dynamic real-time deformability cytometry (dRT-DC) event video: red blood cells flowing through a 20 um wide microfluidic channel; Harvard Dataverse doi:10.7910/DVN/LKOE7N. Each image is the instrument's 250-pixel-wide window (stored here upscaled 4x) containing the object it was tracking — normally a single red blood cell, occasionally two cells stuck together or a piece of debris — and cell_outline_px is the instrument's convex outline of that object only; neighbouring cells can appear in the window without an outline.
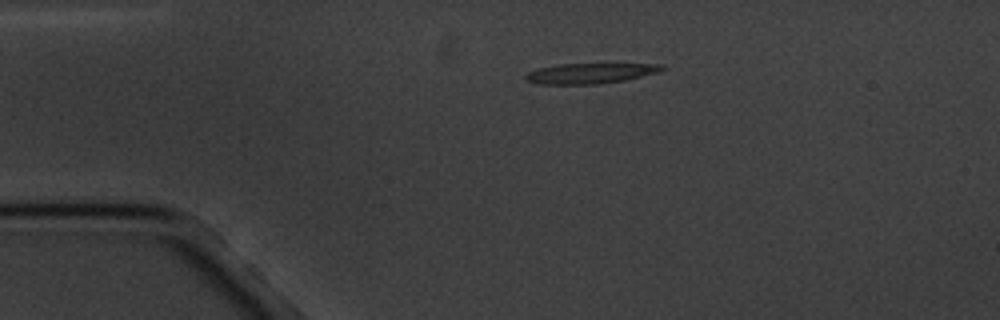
{"species": "common noctule bat (a hibernating species)", "species_latin": "Nyctalus noctula", "temperature_condition": "cold", "stored_images_in_passage": 2, "camera_frame_rate_fps": 3000, "um_per_image_px": 0.085, "animal": {"sex": "male", "body_mass_g": 20.1, "forearm_length_mm": 53.5}, "frame": {"image": 1, "passage_image": 2, "time_ms": 2.0, "image_size_px": [1000, 320], "cell_outline_px": [[668, 68], [660, 72], [624, 80], [596, 84], [540, 84], [528, 80], [524, 76], [528, 72], [540, 68], [560, 64], [664, 64]], "centroid_in_image_um": [50.24, 6.22], "position_along_channel_um": 34.8, "area_um2": 16.01}}